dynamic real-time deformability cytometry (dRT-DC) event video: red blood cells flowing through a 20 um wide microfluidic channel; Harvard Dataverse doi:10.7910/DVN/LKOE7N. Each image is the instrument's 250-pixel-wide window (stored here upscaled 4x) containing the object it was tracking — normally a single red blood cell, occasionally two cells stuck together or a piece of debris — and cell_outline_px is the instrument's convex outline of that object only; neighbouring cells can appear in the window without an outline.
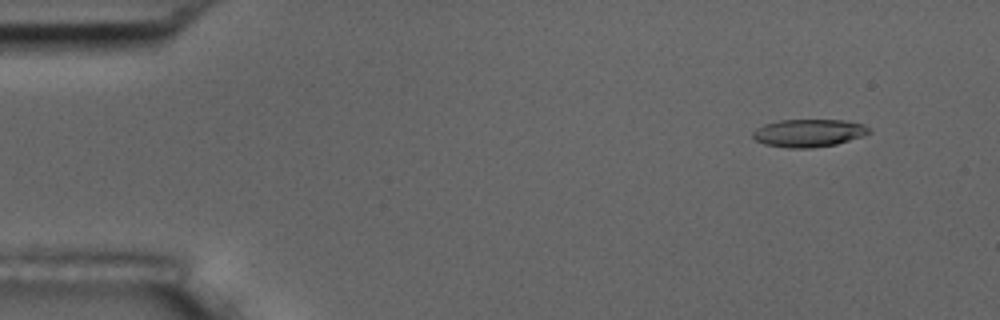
{"species": "common noctule bat (a hibernating species)", "species_latin": "Nyctalus noctula", "temperature_condition": "room temperature", "stored_images_in_passage": 5, "camera_frame_rate_fps": 3000, "um_per_image_px": 0.085, "animal": {"sex": "male", "body_mass_g": 17.5, "forearm_length_mm": 52.3}, "frame": {"image": 1, "passage_image": 2, "time_ms": 1.333, "image_size_px": [1000, 320], "cell_outline_px": [[872, 132], [864, 136], [836, 144], [812, 148], [788, 148], [764, 144], [756, 140], [752, 136], [752, 132], [756, 128], [764, 124], [780, 120], [844, 120], [864, 124], [872, 128]], "centroid_in_image_um": [68.77, 11.3], "position_along_channel_um": 16.2, "area_um2": 19.02}}
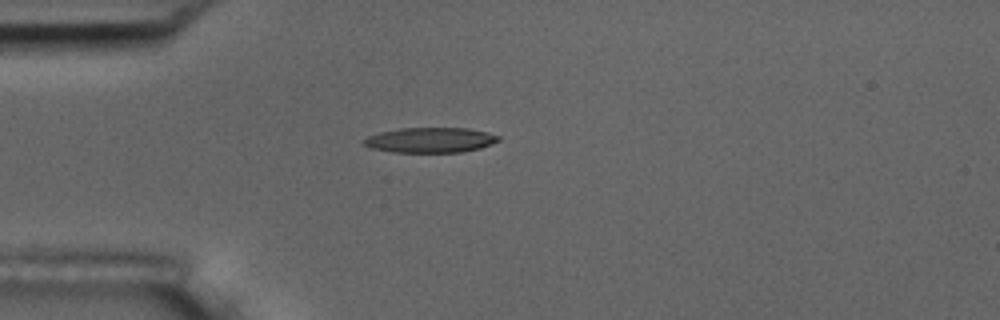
{"frame": {"image": 2, "passage_image": 5, "time_ms": 4.667, "image_size_px": [1000, 320], "cell_outline_px": [[500, 140], [492, 144], [480, 148], [460, 152], [392, 152], [372, 148], [360, 144], [368, 136], [380, 132], [400, 128], [468, 128], [488, 132], [500, 136]], "centroid_in_image_um": [36.58, 11.9], "position_along_channel_um": 48.4, "area_um2": 19.77}}